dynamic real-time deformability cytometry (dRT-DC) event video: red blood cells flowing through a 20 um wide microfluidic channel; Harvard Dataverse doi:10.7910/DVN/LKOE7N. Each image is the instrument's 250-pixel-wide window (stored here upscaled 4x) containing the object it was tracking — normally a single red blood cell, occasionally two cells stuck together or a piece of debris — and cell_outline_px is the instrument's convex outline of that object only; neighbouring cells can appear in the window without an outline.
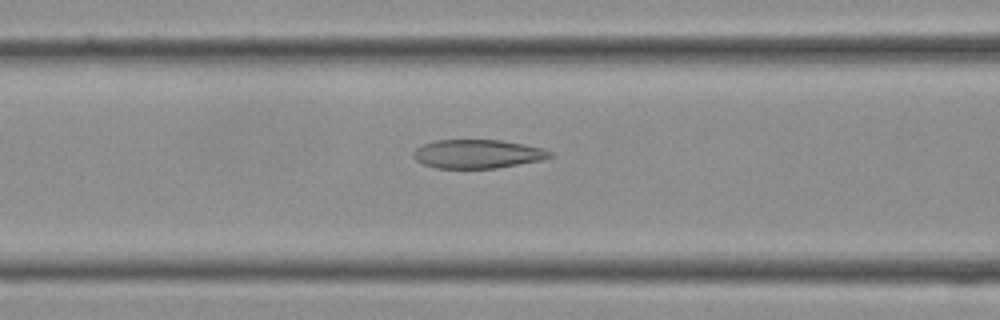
{"species": "Egyptian fruit bat (a non-hibernating species)", "species_latin": "Rousettus aegyptiacus", "temperature_condition": "cold", "stored_images_in_passage": 24, "camera_frame_rate_fps": 3000, "um_per_image_px": 0.085, "frame": {"image": 1, "passage_image": 4, "time_ms": 1.0, "image_size_px": [1000, 320], "cell_outline_px": [[556, 156], [540, 160], [496, 168], [436, 168], [424, 164], [416, 160], [412, 156], [412, 152], [416, 148], [424, 144], [436, 140], [500, 140], [524, 144], [540, 148], [552, 152]], "centroid_in_image_um": [40.58, 13.08], "position_along_channel_um": 126.0, "area_um2": 22.77}}
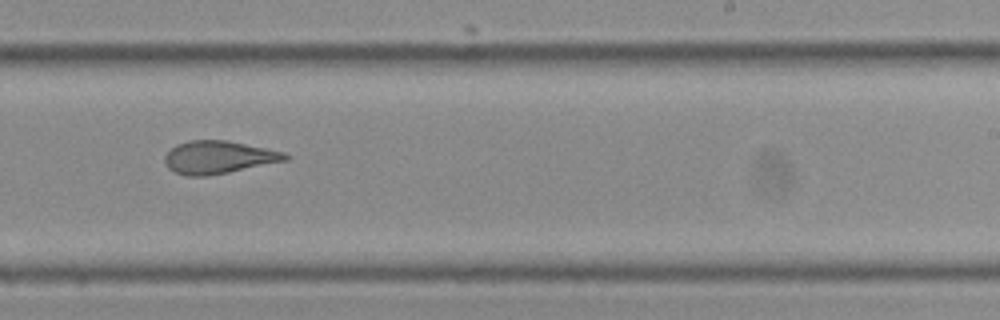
{"frame": {"image": 2, "passage_image": 12, "time_ms": 3.667, "image_size_px": [1000, 320], "cell_outline_px": [[292, 156], [288, 160], [228, 172], [204, 176], [188, 176], [176, 172], [168, 168], [164, 160], [164, 156], [176, 144], [188, 140], [228, 140], [284, 152]], "centroid_in_image_um": [18.58, 13.36], "position_along_channel_um": 270.4, "area_um2": 22.95}}
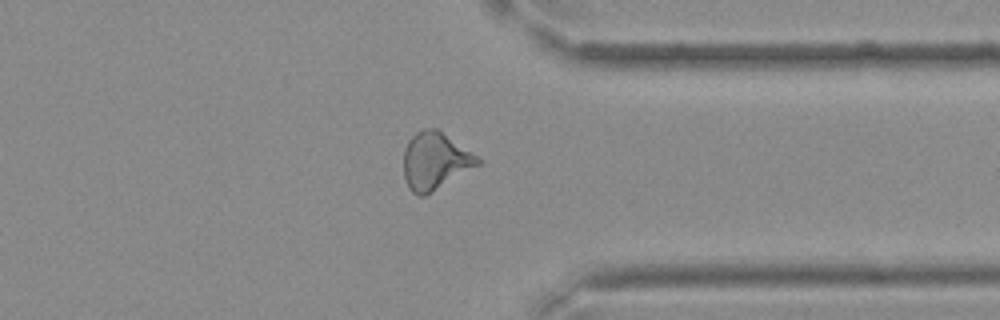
{"frame": {"image": 3, "passage_image": 18, "time_ms": 5.667, "image_size_px": [1000, 320], "cell_outline_px": [[484, 160], [480, 164], [432, 192], [424, 196], [416, 196], [412, 192], [404, 176], [404, 148], [408, 140], [416, 132], [424, 128], [436, 128]], "centroid_in_image_um": [36.98, 13.68], "position_along_channel_um": 374.4, "area_um2": 24.62}}